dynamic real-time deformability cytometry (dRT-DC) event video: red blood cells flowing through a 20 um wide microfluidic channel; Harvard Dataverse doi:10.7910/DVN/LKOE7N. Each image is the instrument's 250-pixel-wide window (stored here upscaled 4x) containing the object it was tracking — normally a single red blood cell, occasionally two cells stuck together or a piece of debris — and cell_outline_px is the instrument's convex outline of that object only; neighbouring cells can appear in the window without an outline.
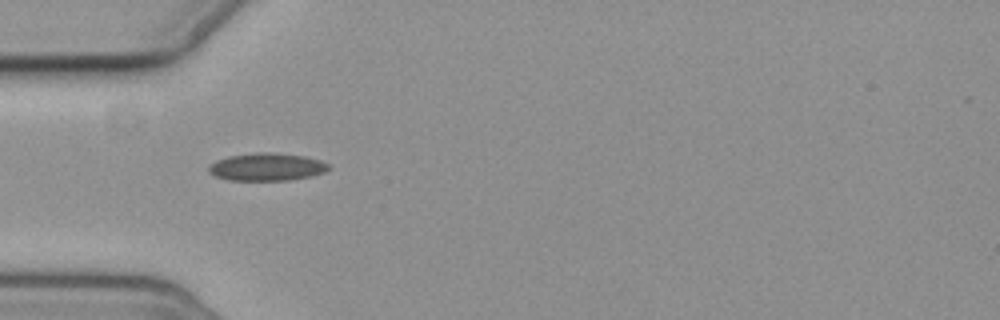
{"species": "common noctule bat (a hibernating species)", "species_latin": "Nyctalus noctula", "temperature_condition": "cold", "stored_images_in_passage": 6, "camera_frame_rate_fps": 3000, "um_per_image_px": 0.085, "animal": {"sex": "female", "body_mass_g": 19.3, "forearm_length_mm": 54.1}, "frame": {"image": 1, "passage_image": 5, "time_ms": 4.667, "image_size_px": [1000, 320], "cell_outline_px": [[332, 168], [324, 172], [312, 176], [288, 180], [228, 180], [216, 176], [208, 172], [208, 168], [216, 160], [228, 156], [256, 152], [272, 152], [304, 156], [320, 160], [328, 164]], "centroid_in_image_um": [22.69, 14.18], "position_along_channel_um": 62.3, "area_um2": 19.36}}
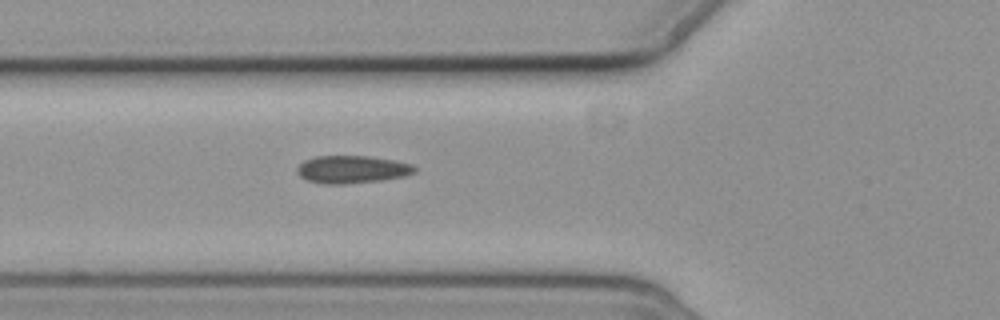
{"frame": {"image": 2, "passage_image": 6, "time_ms": 5.667, "image_size_px": [1000, 320], "cell_outline_px": [[416, 172], [404, 176], [380, 180], [344, 184], [324, 184], [308, 180], [300, 176], [296, 172], [296, 168], [304, 160], [316, 156], [368, 156], [392, 160], [412, 164], [416, 168]], "centroid_in_image_um": [29.9, 14.4], "position_along_channel_um": 95.9, "area_um2": 18.84}}